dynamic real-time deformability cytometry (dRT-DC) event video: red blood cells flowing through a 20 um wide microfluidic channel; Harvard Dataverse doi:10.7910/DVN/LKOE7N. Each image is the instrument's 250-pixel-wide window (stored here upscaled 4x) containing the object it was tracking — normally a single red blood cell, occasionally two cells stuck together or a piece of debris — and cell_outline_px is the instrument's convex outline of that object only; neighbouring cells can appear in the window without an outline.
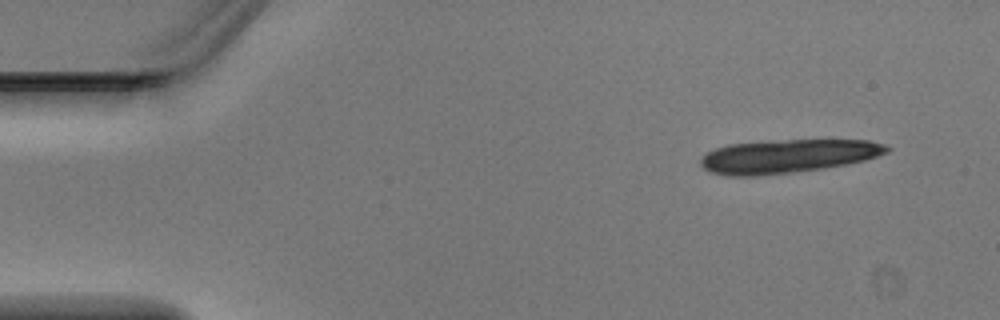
{"species": "Egyptian fruit bat (a non-hibernating species)", "species_latin": "Rousettus aegyptiacus", "temperature_condition": "warm", "stored_images_in_passage": 5, "segment_of_instrument_passage": [2, 2], "camera_frame_rate_fps": 3000, "um_per_image_px": 0.085, "animal": {"sex": "male"}, "frame": {"image": 1, "passage_image": 5, "time_ms": 1.333, "image_size_px": [1000, 320], "cell_outline_px": [[892, 148], [888, 152], [864, 160], [824, 168], [792, 172], [756, 176], [724, 176], [708, 172], [700, 164], [700, 160], [708, 152], [716, 148], [728, 144], [784, 140], [868, 140], [884, 144]], "centroid_in_image_um": [66.93, 13.28], "position_along_channel_um": 18.1, "area_um2": 36.24}}